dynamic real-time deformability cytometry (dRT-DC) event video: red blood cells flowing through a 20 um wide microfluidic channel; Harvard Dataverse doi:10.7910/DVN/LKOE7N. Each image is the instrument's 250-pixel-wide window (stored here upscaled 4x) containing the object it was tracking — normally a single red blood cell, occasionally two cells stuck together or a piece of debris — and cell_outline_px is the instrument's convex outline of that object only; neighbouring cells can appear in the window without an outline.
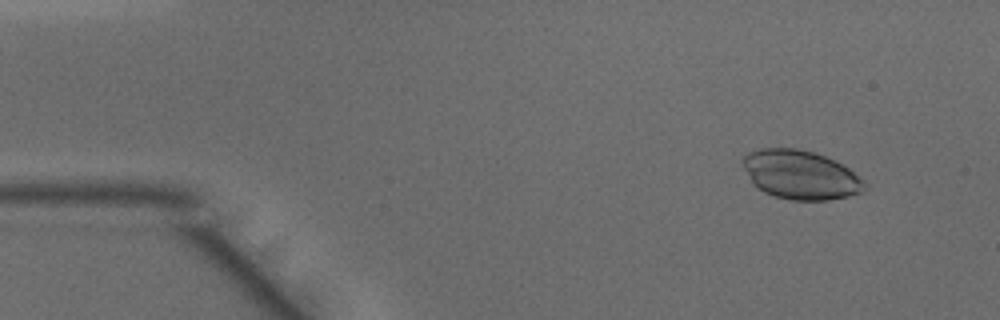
{"species": "common noctule bat (a hibernating species)", "species_latin": "Nyctalus noctula", "temperature_condition": "warm", "stored_images_in_passage": 48, "camera_frame_rate_fps": 3000, "um_per_image_px": 0.085, "animal": {"sex": "male", "body_mass_g": 15.6}, "frame": {"image": 1, "passage_image": 5, "time_ms": 1.333, "image_size_px": [1000, 320], "cell_outline_px": [[868, 188], [864, 192], [848, 196], [828, 200], [792, 200], [776, 196], [764, 192], [752, 180], [744, 168], [740, 160], [748, 152], [760, 148], [796, 148], [812, 152], [836, 160], [848, 168], [864, 180], [868, 184]], "centroid_in_image_um": [68.09, 14.85], "position_along_channel_um": 16.9, "area_um2": 34.68}}